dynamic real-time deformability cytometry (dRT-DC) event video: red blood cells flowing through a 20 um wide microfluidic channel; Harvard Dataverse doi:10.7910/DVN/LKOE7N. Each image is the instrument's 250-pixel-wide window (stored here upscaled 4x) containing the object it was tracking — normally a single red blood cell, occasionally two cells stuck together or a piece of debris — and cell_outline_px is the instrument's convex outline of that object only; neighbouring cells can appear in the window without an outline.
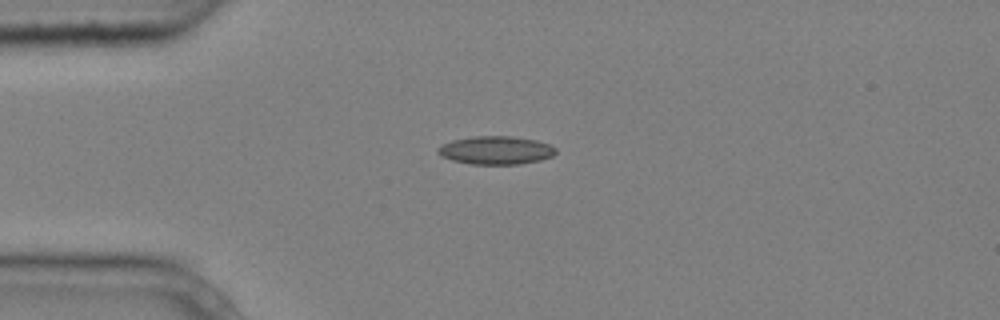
{"species": "common noctule bat (a hibernating species)", "species_latin": "Nyctalus noctula", "temperature_condition": "cold", "stored_images_in_passage": 1, "camera_frame_rate_fps": 3000, "um_per_image_px": 0.085, "animal": {"sex": "male", "body_mass_g": 20.4}, "frame": {"image": 1, "passage_image": 1, "time_ms": 0.0, "image_size_px": [1000, 320], "cell_outline_px": [[556, 152], [552, 156], [540, 160], [520, 164], [472, 164], [452, 160], [440, 156], [436, 152], [436, 148], [452, 140], [472, 136], [512, 136], [536, 140], [552, 144], [556, 148]], "centroid_in_image_um": [42.15, 12.76], "position_along_channel_um": 42.8, "area_um2": 19.54}}